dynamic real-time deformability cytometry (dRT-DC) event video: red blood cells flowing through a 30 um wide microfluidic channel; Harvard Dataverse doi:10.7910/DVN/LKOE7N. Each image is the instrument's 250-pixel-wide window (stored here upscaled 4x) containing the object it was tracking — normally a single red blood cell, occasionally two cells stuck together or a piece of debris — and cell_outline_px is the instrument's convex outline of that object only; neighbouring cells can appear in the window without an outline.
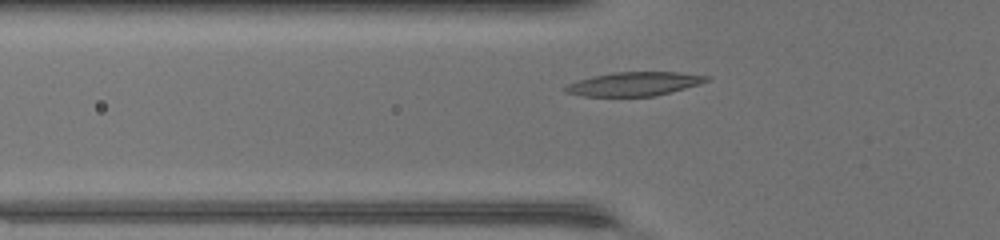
{"species": "common noctule bat (a hibernating species)", "species_latin": "Nyctalus noctula", "temperature_condition": "warm", "stored_images_in_passage": 34, "camera_frame_rate_fps": 3000, "um_per_image_px": 0.085, "animal": {"sex": "female", "body_mass_g": 17.0, "forearm_length_mm": 48.0}, "frame": {"image": 1, "passage_image": 6, "time_ms": 1.667, "image_size_px": [1000, 240], "cell_outline_px": [[712, 80], [656, 96], [584, 96], [564, 92], [560, 88], [568, 84], [592, 76], [616, 72], [676, 72], [712, 76]], "centroid_in_image_um": [53.9, 7.13], "position_along_channel_um": 71.9, "area_um2": 19.59}}
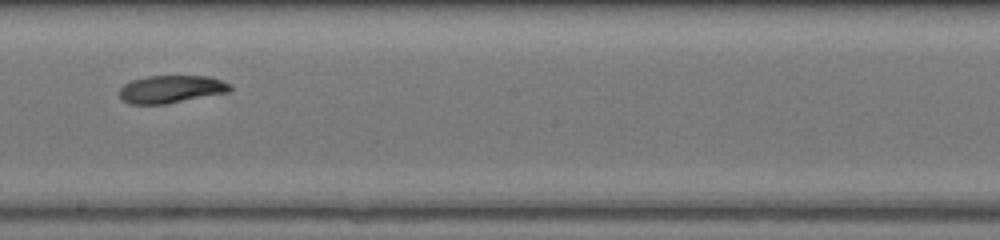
{"frame": {"image": 2, "passage_image": 17, "time_ms": 5.333, "image_size_px": [1000, 240], "cell_outline_px": [[232, 88], [228, 92], [164, 104], [128, 104], [120, 96], [120, 88], [124, 84], [132, 80], [148, 76], [208, 76], [232, 84]], "centroid_in_image_um": [14.54, 7.57], "position_along_channel_um": 233.7, "area_um2": 17.69}}
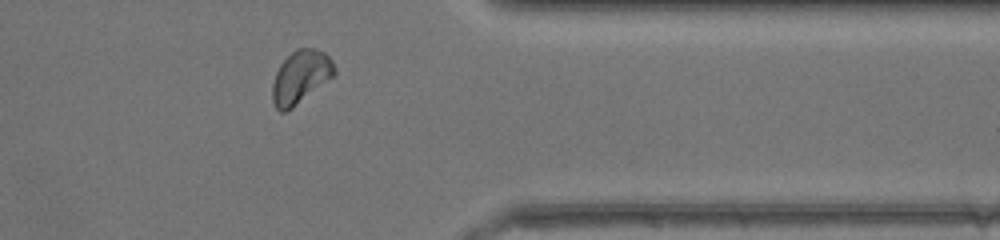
{"frame": {"image": 3, "passage_image": 28, "time_ms": 9.0, "image_size_px": [1000, 240], "cell_outline_px": [[336, 72], [332, 76], [292, 108], [284, 112], [280, 112], [276, 108], [272, 100], [272, 84], [276, 72], [280, 64], [296, 48], [316, 48], [324, 52], [332, 60], [336, 68]], "centroid_in_image_um": [25.53, 6.52], "position_along_channel_um": 385.9, "area_um2": 18.9}}